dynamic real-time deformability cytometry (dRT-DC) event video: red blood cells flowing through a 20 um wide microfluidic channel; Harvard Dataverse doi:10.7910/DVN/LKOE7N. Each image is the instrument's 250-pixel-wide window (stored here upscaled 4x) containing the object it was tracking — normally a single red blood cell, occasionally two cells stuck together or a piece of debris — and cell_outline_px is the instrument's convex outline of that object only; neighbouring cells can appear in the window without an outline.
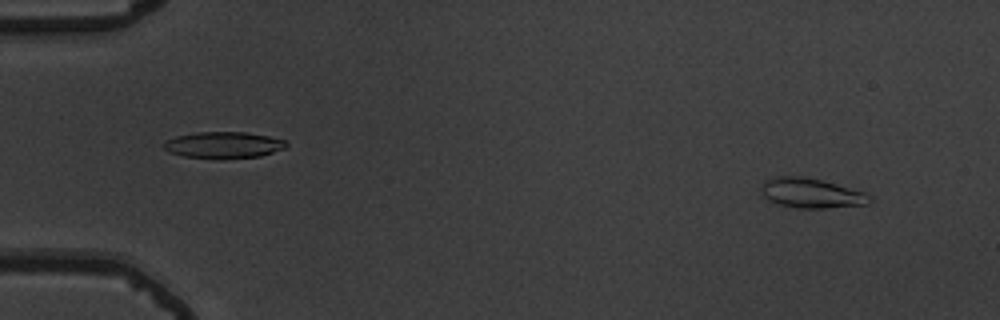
{"species": "common noctule bat (a hibernating species)", "species_latin": "Nyctalus noctula", "temperature_condition": "warm", "stored_images_in_passage": 53, "camera_frame_rate_fps": 3000, "um_per_image_px": 0.085, "animal": {"sex": "male", "body_mass_g": 19.5, "forearm_length_mm": 54.6}, "frame": {"image": 1, "passage_image": 4, "time_ms": 1.0, "image_size_px": [1000, 320], "cell_outline_px": [[872, 200], [868, 204], [824, 208], [800, 208], [776, 204], [768, 200], [760, 192], [764, 180], [776, 176], [804, 176], [836, 184], [864, 192], [872, 196]], "centroid_in_image_um": [68.93, 16.41], "position_along_channel_um": 16.1, "area_um2": 18.84}}
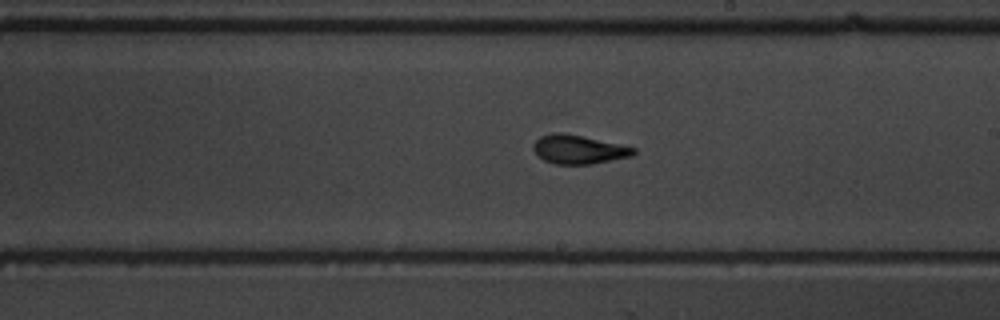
{"frame": {"image": 2, "passage_image": 31, "time_ms": 10.0, "image_size_px": [1000, 320], "cell_outline_px": [[636, 152], [632, 156], [592, 164], [556, 164], [544, 160], [536, 156], [532, 148], [532, 144], [540, 136], [560, 132], [580, 136], [636, 148]], "centroid_in_image_um": [49.14, 12.72], "position_along_channel_um": 239.9, "area_um2": 16.65}}
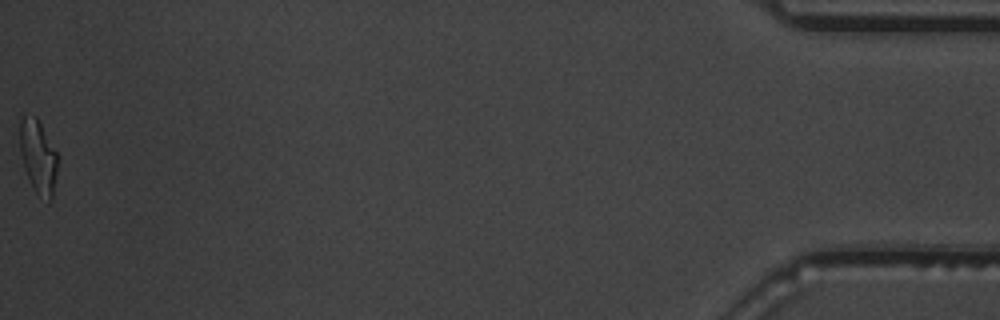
{"frame": {"image": 3, "passage_image": 53, "time_ms": 17.333, "image_size_px": [1000, 320], "cell_outline_px": [[60, 156], [52, 200], [48, 204], [36, 196], [32, 188], [24, 168], [20, 152], [20, 120], [24, 116], [36, 116]], "centroid_in_image_um": [3.28, 13.42], "position_along_channel_um": 431.9, "area_um2": 16.88}, "authors_computed_cell_mechanics": {"area_um2": 16.8776, "velocity_mm_per_s": 3.8611, "shape_relaxation_time_tau1_ms": 4.7747, "shape_relaxation_time_tau2_ms": 1.2858, "deformation_change_tau1": 0.1839, "deformation_change_tau2": 0.0744}}